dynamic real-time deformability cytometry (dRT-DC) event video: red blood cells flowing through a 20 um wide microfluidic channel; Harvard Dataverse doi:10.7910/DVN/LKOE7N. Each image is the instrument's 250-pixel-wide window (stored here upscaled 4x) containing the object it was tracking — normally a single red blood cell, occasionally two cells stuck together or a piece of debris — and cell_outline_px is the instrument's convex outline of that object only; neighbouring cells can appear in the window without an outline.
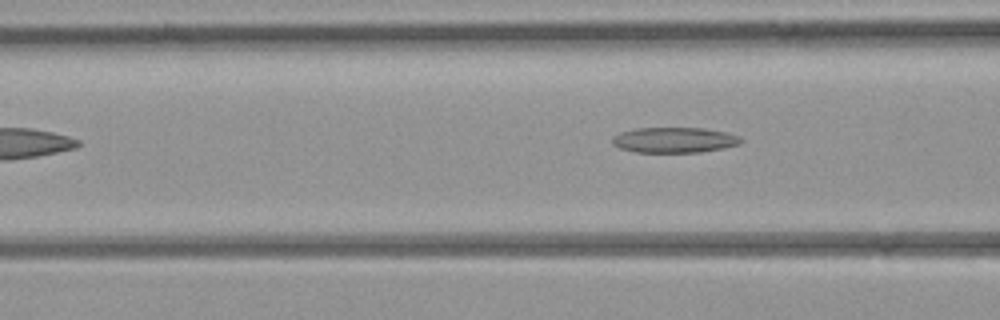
{"species": "common noctule bat (a hibernating species)", "species_latin": "Nyctalus noctula", "temperature_condition": "room temperature", "stored_images_in_passage": 3, "camera_frame_rate_fps": 3000, "um_per_image_px": 0.085, "animal": {"sex": "female", "body_mass_g": 21.9}, "frame": {"image": 1, "passage_image": 3, "time_ms": 2.0, "image_size_px": [1000, 320], "cell_outline_px": [[744, 140], [740, 144], [724, 148], [700, 152], [636, 152], [620, 148], [612, 144], [612, 136], [620, 132], [636, 128], [704, 128], [724, 132], [736, 136]], "centroid_in_image_um": [57.29, 11.9], "position_along_channel_um": 109.3, "area_um2": 19.02}}